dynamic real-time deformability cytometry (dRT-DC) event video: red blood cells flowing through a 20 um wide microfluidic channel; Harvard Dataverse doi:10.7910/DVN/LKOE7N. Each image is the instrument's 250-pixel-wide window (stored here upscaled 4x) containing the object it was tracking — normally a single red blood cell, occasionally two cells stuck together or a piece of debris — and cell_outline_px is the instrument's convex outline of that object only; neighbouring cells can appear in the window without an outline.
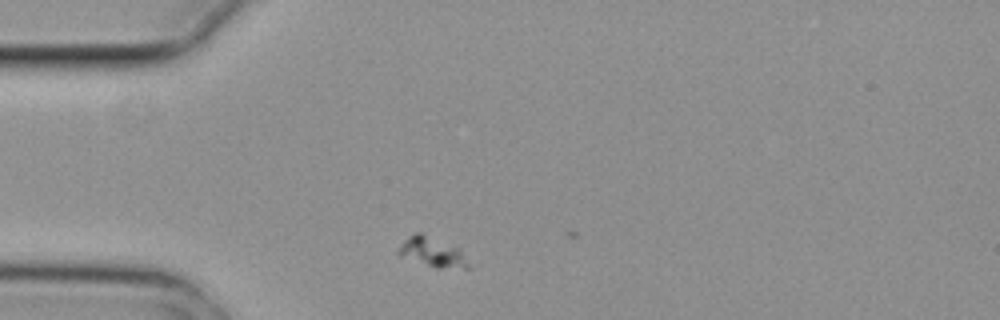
{"species": "common noctule bat (a hibernating species)", "species_latin": "Nyctalus noctula", "temperature_condition": "cold", "stored_images_in_passage": 3, "camera_frame_rate_fps": 3000, "um_per_image_px": 0.085, "animal": {"sex": "female", "body_mass_g": 29.2, "forearm_length_mm": 56.3}, "frame": {"image": 1, "passage_image": 1, "time_ms": 0.0, "image_size_px": [1000, 320], "cell_outline_px": [[472, 268], [436, 268], [400, 256], [396, 252], [404, 240], [412, 232], [420, 232], [460, 248]], "centroid_in_image_um": [36.75, 21.42], "position_along_channel_um": 48.2, "area_um2": 12.2}}
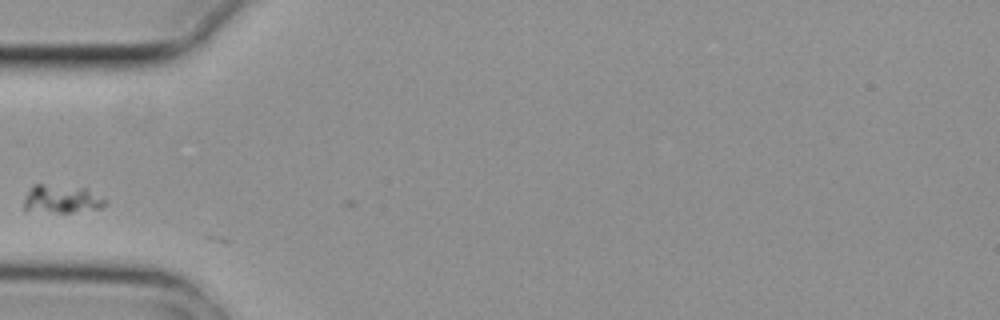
{"frame": {"image": 2, "passage_image": 2, "time_ms": 0.333, "image_size_px": [1000, 320], "cell_outline_px": [[108, 200], [100, 208], [72, 212], [24, 212], [24, 196], [32, 184], [44, 184], [84, 188]], "centroid_in_image_um": [5.15, 16.93], "position_along_channel_um": 79.9, "area_um2": 13.47}}